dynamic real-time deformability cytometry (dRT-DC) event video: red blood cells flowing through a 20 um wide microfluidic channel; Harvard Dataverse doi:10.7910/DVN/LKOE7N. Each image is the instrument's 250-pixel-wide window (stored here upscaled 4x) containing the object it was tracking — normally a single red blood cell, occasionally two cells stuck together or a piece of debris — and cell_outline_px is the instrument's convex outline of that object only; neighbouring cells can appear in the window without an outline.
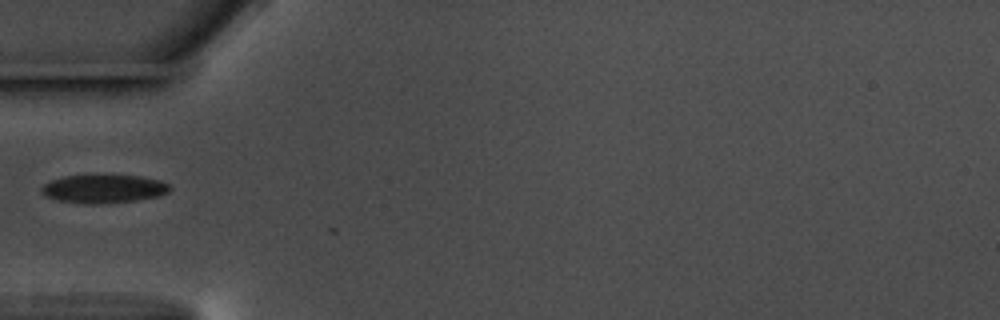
{"species": "common noctule bat (a hibernating species)", "species_latin": "Nyctalus noctula", "temperature_condition": "warm", "stored_images_in_passage": 6, "camera_frame_rate_fps": 3000, "um_per_image_px": 0.085, "animal": {"sex": "male", "body_mass_g": 17.5, "forearm_length_mm": 52.3}, "frame": {"image": 1, "passage_image": 4, "time_ms": 1.0, "image_size_px": [1000, 320], "cell_outline_px": [[172, 188], [168, 192], [160, 196], [136, 200], [100, 204], [84, 204], [60, 200], [48, 196], [40, 188], [44, 184], [52, 180], [64, 176], [140, 176], [160, 180], [168, 184]], "centroid_in_image_um": [8.87, 16.06], "position_along_channel_um": 76.1, "area_um2": 20.87}}